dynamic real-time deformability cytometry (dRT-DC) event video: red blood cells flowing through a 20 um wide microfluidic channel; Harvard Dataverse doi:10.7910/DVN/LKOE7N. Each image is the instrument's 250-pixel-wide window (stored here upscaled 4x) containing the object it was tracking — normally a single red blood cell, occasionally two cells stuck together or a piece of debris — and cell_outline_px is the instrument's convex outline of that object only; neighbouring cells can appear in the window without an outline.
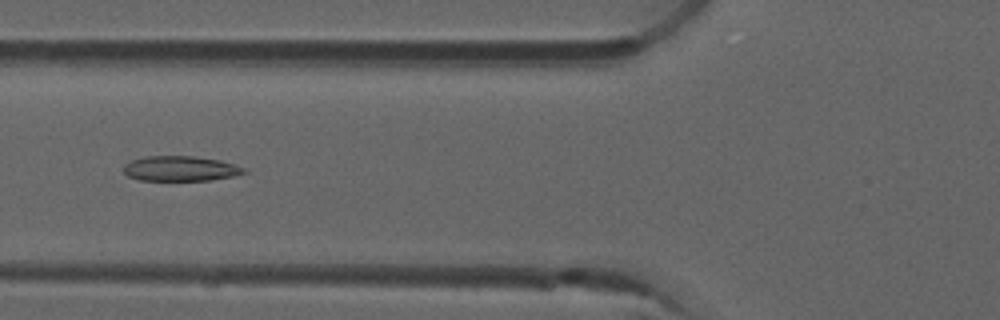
{"species": "common noctule bat (a hibernating species)", "species_latin": "Nyctalus noctula", "temperature_condition": "room temperature", "stored_images_in_passage": 52, "camera_frame_rate_fps": 3000, "um_per_image_px": 0.085, "animal": {"sex": "male", "forearm_length_mm": 52.5}, "frame": {"image": 1, "passage_image": 20, "time_ms": 6.333, "image_size_px": [1000, 320], "cell_outline_px": [[248, 172], [232, 176], [212, 180], [140, 180], [128, 176], [124, 172], [124, 164], [132, 160], [144, 156], [192, 156], [220, 160], [244, 168]], "centroid_in_image_um": [15.32, 14.33], "position_along_channel_um": 110.5, "area_um2": 17.46}}
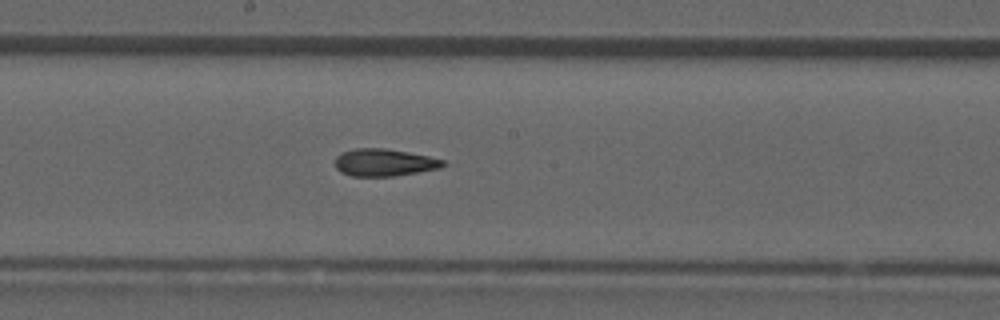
{"frame": {"image": 2, "passage_image": 28, "time_ms": 9.0, "image_size_px": [1000, 320], "cell_outline_px": [[448, 164], [440, 168], [392, 176], [352, 176], [340, 172], [336, 168], [336, 156], [340, 152], [356, 148], [384, 148], [408, 152], [428, 156], [444, 160]], "centroid_in_image_um": [32.64, 13.8], "position_along_channel_um": 215.6, "area_um2": 17.17}}
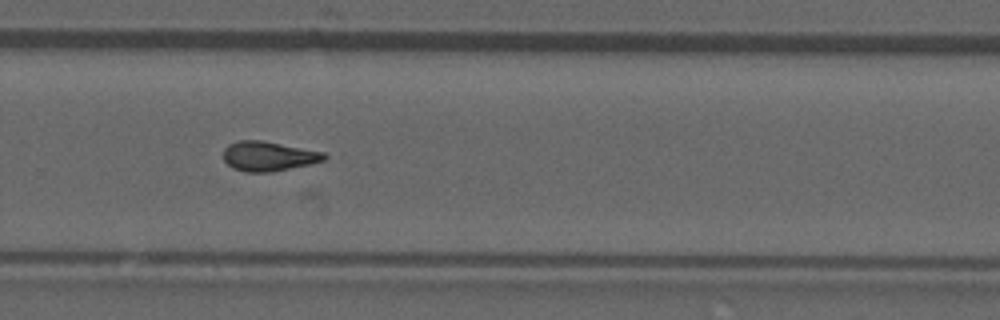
{"frame": {"image": 3, "passage_image": 35, "time_ms": 11.333, "image_size_px": [1000, 320], "cell_outline_px": [[328, 156], [324, 160], [308, 164], [272, 172], [244, 172], [232, 168], [224, 160], [224, 148], [228, 144], [240, 140], [260, 140], [324, 152]], "centroid_in_image_um": [22.79, 13.28], "position_along_channel_um": 307.0, "area_um2": 17.28}, "authors_computed_cell_mechanics": {"area_um2": 17.3689, "velocity_mm_per_s": 3.9354, "shape_relaxation_time_tau1_ms": null, "shape_relaxation_time_tau2_ms": 2.8537, "deformation_change_tau1": null, "deformation_change_tau2": 0.0969}}